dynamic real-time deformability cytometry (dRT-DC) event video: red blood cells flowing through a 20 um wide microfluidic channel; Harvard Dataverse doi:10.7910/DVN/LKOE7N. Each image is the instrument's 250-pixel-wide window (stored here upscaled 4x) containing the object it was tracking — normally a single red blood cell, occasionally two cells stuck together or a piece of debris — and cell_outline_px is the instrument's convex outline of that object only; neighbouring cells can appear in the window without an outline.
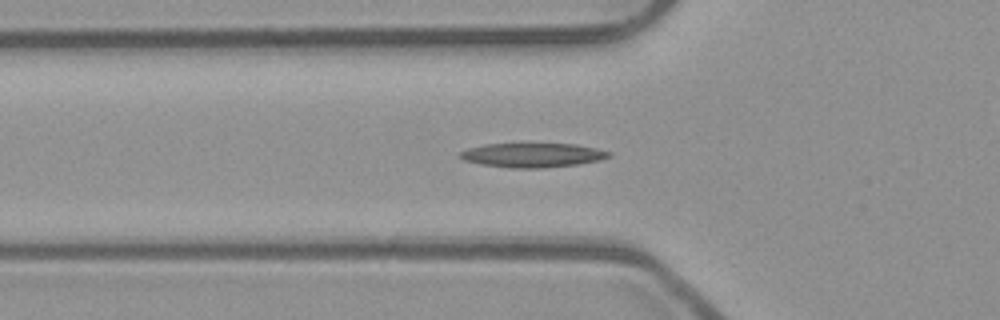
{"species": "common noctule bat (a hibernating species)", "species_latin": "Nyctalus noctula", "temperature_condition": "room temperature", "stored_images_in_passage": 47, "camera_frame_rate_fps": 3000, "um_per_image_px": 0.085, "animal": {"sex": "male", "body_mass_g": 23.1, "forearm_length_mm": 52.7}, "frame": {"image": 1, "passage_image": 12, "time_ms": 3.667, "image_size_px": [1000, 320], "cell_outline_px": [[612, 156], [600, 160], [580, 164], [544, 168], [508, 168], [480, 164], [464, 160], [460, 156], [460, 152], [468, 148], [484, 144], [576, 144], [596, 148], [612, 152]], "centroid_in_image_um": [45.3, 13.19], "position_along_channel_um": 80.5, "area_um2": 21.15}}
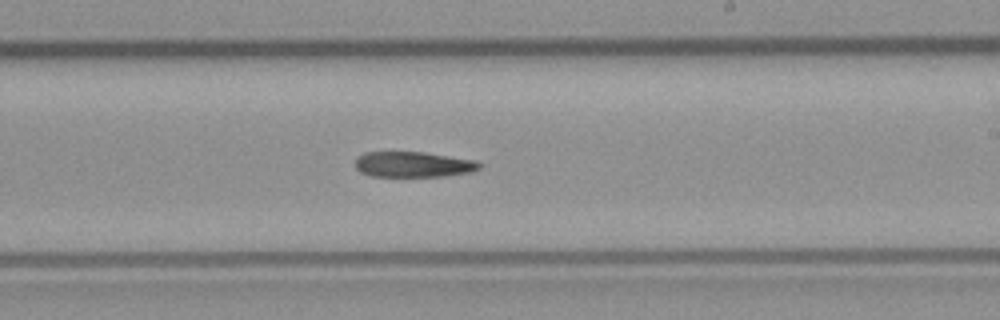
{"frame": {"image": 2, "passage_image": 25, "time_ms": 8.0, "image_size_px": [1000, 320], "cell_outline_px": [[480, 168], [472, 172], [444, 176], [372, 176], [360, 172], [356, 168], [356, 156], [364, 152], [424, 152], [476, 160], [480, 164]], "centroid_in_image_um": [35.12, 13.97], "position_along_channel_um": 253.9, "area_um2": 18.5}}
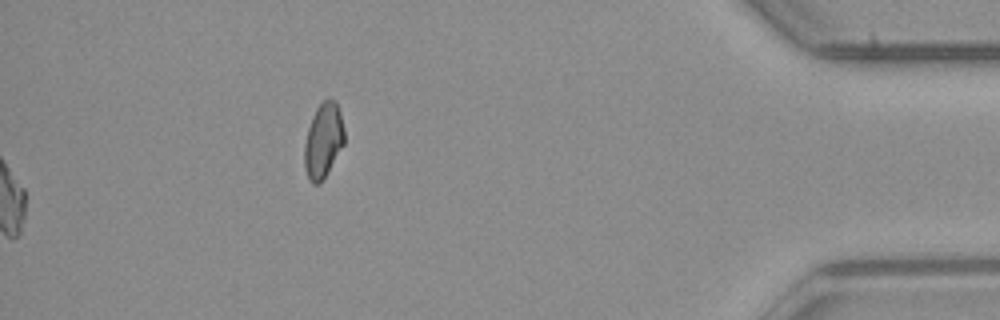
{"frame": {"image": 3, "passage_image": 47, "time_ms": 15.333, "image_size_px": [1000, 320], "cell_outline_px": [[344, 144], [320, 184], [312, 184], [308, 180], [304, 168], [304, 144], [308, 128], [312, 116], [316, 108], [328, 96], [336, 100], [340, 112], [344, 128]], "centroid_in_image_um": [27.47, 11.93], "position_along_channel_um": 407.7, "area_um2": 17.63}}